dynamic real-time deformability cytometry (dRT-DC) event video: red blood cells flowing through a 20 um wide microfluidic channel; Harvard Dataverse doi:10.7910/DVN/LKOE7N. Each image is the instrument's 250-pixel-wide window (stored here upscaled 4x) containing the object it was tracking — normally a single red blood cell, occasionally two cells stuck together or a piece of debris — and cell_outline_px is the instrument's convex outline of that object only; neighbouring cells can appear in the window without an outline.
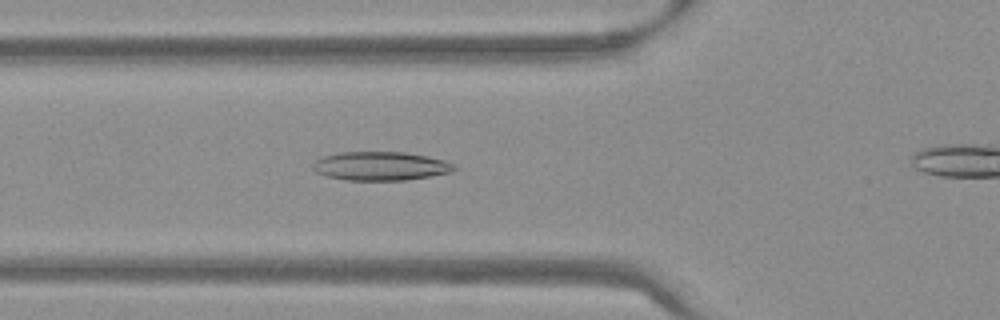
{"species": "Egyptian fruit bat (a non-hibernating species)", "species_latin": "Rousettus aegyptiacus", "temperature_condition": "warm", "stored_images_in_passage": 45, "camera_frame_rate_fps": 3000, "um_per_image_px": 0.085, "frame": {"image": 1, "passage_image": 20, "time_ms": 6.333, "image_size_px": [1000, 320], "cell_outline_px": [[456, 168], [452, 172], [404, 180], [348, 180], [328, 176], [316, 172], [312, 168], [312, 164], [316, 160], [324, 156], [340, 152], [404, 152], [428, 156], [444, 160], [456, 164]], "centroid_in_image_um": [32.36, 14.11], "position_along_channel_um": 93.4, "area_um2": 23.58}}
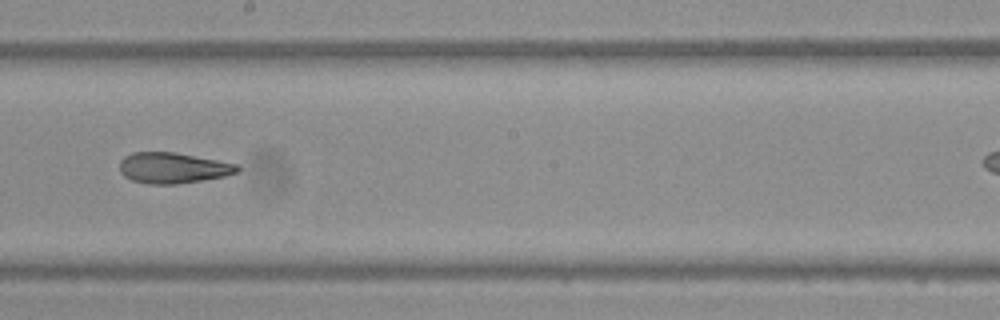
{"frame": {"image": 2, "passage_image": 31, "time_ms": 10.0, "image_size_px": [1000, 320], "cell_outline_px": [[240, 168], [236, 172], [224, 176], [176, 184], [148, 184], [132, 180], [124, 176], [120, 172], [120, 160], [124, 156], [132, 152], [176, 152], [236, 164]], "centroid_in_image_um": [14.64, 14.26], "position_along_channel_um": 233.6, "area_um2": 20.92}}
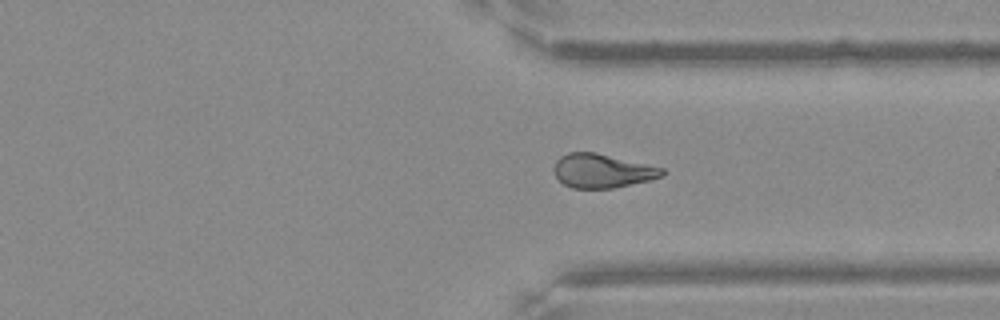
{"frame": {"image": 3, "passage_image": 41, "time_ms": 13.333, "image_size_px": [1000, 320], "cell_outline_px": [[668, 172], [664, 176], [648, 180], [612, 188], [572, 188], [564, 184], [556, 176], [552, 168], [556, 160], [560, 156], [568, 152], [596, 152], [664, 168]], "centroid_in_image_um": [51.19, 14.51], "position_along_channel_um": 360.2, "area_um2": 21.44}}